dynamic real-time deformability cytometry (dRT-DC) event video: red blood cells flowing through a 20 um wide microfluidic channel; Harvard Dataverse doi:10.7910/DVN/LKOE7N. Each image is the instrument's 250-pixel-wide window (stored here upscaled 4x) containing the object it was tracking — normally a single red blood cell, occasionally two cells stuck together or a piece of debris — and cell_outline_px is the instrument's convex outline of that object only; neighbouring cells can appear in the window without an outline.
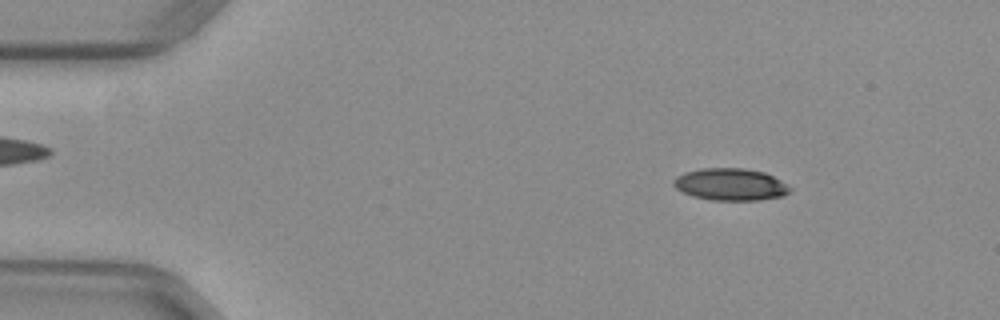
{"species": "common noctule bat (a hibernating species)", "species_latin": "Nyctalus noctula", "temperature_condition": "warm", "stored_images_in_passage": 52, "camera_frame_rate_fps": 3000, "um_per_image_px": 0.085, "animal": {"sex": "female", "body_mass_g": 29.2, "forearm_length_mm": 56.3}, "frame": {"image": 1, "passage_image": 7, "time_ms": 2.0, "image_size_px": [1000, 320], "cell_outline_px": [[792, 188], [784, 196], [760, 200], [712, 200], [692, 196], [676, 188], [672, 184], [672, 180], [676, 176], [684, 172], [700, 168], [744, 168], [764, 172], [780, 180]], "centroid_in_image_um": [62.07, 15.67], "position_along_channel_um": 22.9, "area_um2": 21.85}}
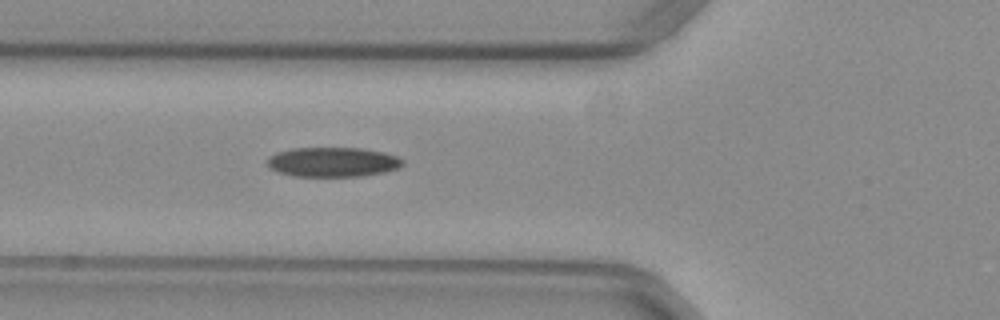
{"frame": {"image": 2, "passage_image": 19, "time_ms": 6.0, "image_size_px": [1000, 320], "cell_outline_px": [[404, 164], [396, 168], [384, 172], [360, 176], [292, 176], [268, 168], [268, 156], [276, 152], [292, 148], [360, 148], [384, 152], [396, 156], [404, 160]], "centroid_in_image_um": [28.26, 13.77], "position_along_channel_um": 97.5, "area_um2": 23.35}}
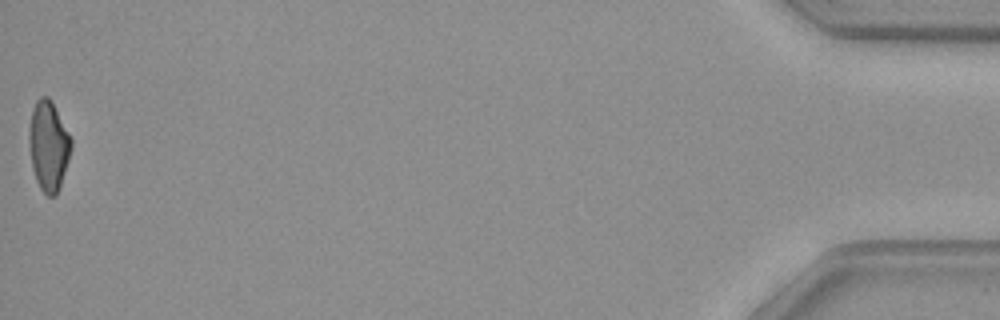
{"frame": {"image": 3, "passage_image": 52, "time_ms": 17.0, "image_size_px": [1000, 320], "cell_outline_px": [[72, 148], [60, 188], [56, 196], [48, 196], [40, 188], [36, 180], [32, 168], [28, 140], [28, 136], [32, 108], [36, 100], [40, 96], [48, 96], [52, 100], [72, 140]], "centroid_in_image_um": [4.12, 12.38], "position_along_channel_um": 431.1, "area_um2": 22.25}, "authors_computed_cell_mechanics": {"area_um2": 22.6287, "velocity_mm_per_s": 3.9603, "shape_relaxation_time_tau1_ms": null, "shape_relaxation_time_tau2_ms": 2.7838, "deformation_change_tau1": null, "deformation_change_tau2": 0.0923}}